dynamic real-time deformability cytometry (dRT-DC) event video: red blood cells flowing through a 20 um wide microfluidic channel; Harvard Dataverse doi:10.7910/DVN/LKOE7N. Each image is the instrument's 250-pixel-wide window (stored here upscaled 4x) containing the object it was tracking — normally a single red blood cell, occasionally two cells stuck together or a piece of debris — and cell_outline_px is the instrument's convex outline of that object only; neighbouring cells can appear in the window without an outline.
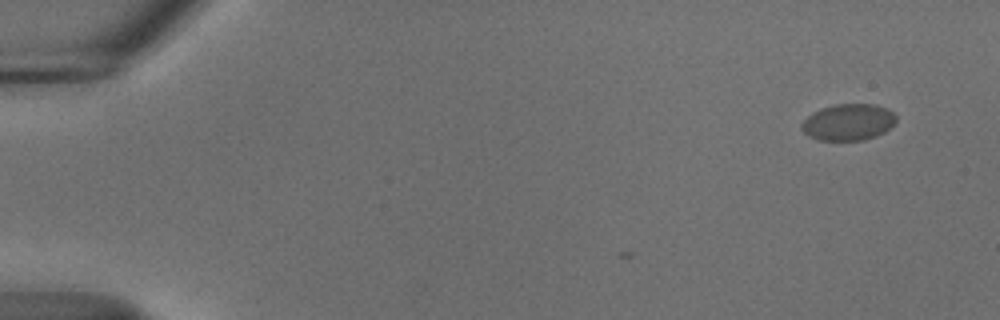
{"species": "common noctule bat (a hibernating species)", "species_latin": "Nyctalus noctula", "temperature_condition": "cold", "stored_images_in_passage": 5, "camera_frame_rate_fps": 3000, "um_per_image_px": 0.085, "animal": {"sex": "male", "body_mass_g": 18.8}, "frame": {"image": 1, "passage_image": 5, "time_ms": 1.333, "image_size_px": [1000, 320], "cell_outline_px": [[896, 120], [884, 132], [876, 136], [864, 140], [820, 140], [808, 136], [800, 128], [800, 124], [812, 112], [820, 108], [836, 104], [876, 104], [888, 108], [896, 116]], "centroid_in_image_um": [72.08, 10.37], "position_along_channel_um": 12.9, "area_um2": 20.17}}